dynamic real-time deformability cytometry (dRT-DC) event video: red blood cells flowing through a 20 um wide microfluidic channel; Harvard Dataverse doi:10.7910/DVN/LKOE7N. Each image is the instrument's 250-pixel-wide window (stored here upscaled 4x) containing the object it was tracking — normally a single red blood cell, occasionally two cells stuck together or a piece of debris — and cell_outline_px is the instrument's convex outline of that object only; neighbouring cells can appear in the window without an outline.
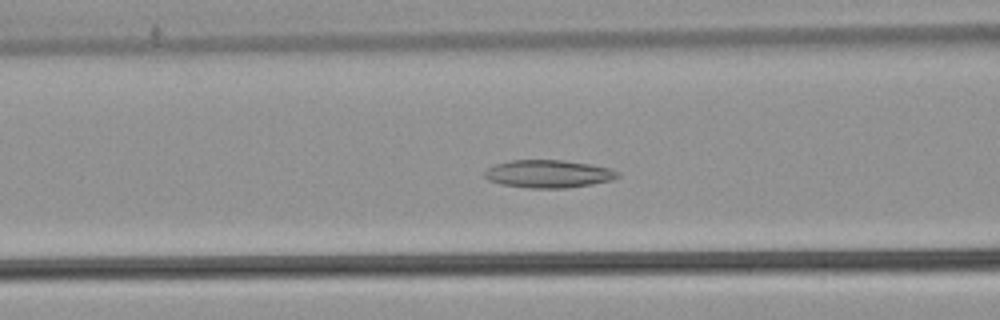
{"species": "common noctule bat (a hibernating species)", "species_latin": "Nyctalus noctula", "temperature_condition": "warm", "stored_images_in_passage": 51, "camera_frame_rate_fps": 3000, "um_per_image_px": 0.085, "animal": {"sex": "male", "body_mass_g": 21.5, "forearm_length_mm": 52.0}, "frame": {"image": 1, "passage_image": 18, "time_ms": 5.667, "image_size_px": [1000, 320], "cell_outline_px": [[620, 176], [612, 180], [592, 184], [564, 188], [528, 188], [500, 184], [488, 180], [484, 176], [484, 172], [488, 168], [496, 164], [512, 160], [564, 160], [588, 164], [608, 168], [620, 172]], "centroid_in_image_um": [46.6, 14.78], "position_along_channel_um": 120.0, "area_um2": 21.5}}
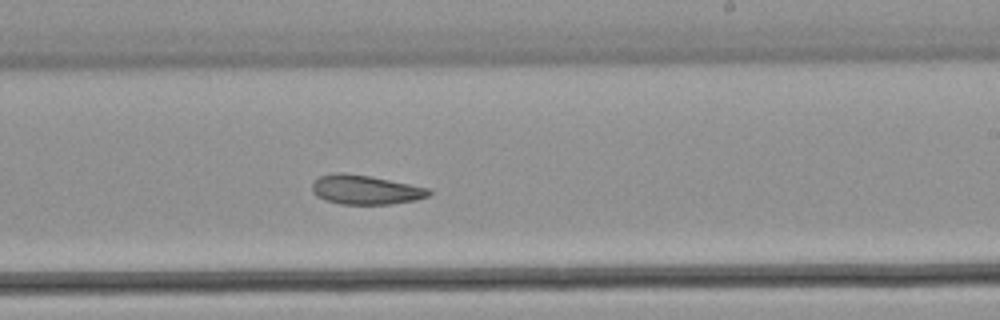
{"frame": {"image": 2, "passage_image": 29, "time_ms": 9.333, "image_size_px": [1000, 320], "cell_outline_px": [[432, 192], [428, 196], [416, 200], [392, 204], [340, 204], [324, 200], [316, 196], [312, 192], [312, 184], [320, 176], [336, 172], [344, 172], [368, 176], [432, 188]], "centroid_in_image_um": [31.07, 16.13], "position_along_channel_um": 257.9, "area_um2": 20.06}}
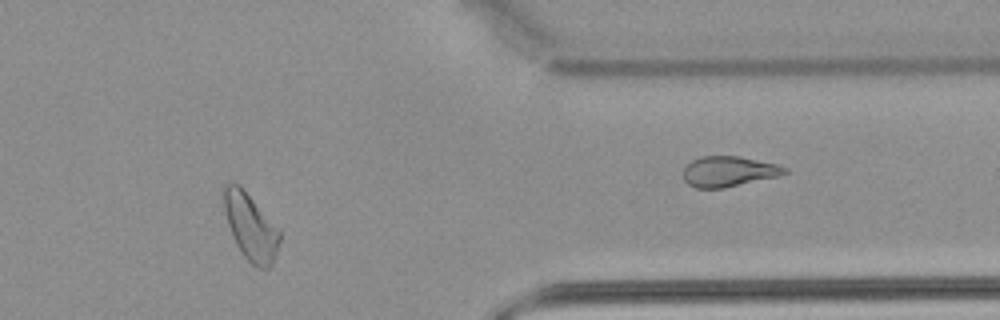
{"frame": {"image": 3, "passage_image": 41, "time_ms": 13.333, "image_size_px": [1000, 320], "cell_outline_px": [[280, 240], [272, 264], [268, 268], [256, 268], [244, 256], [236, 244], [232, 236], [224, 212], [224, 188], [228, 184], [240, 184], [280, 232]], "centroid_in_image_um": [21.29, 19.31], "position_along_channel_um": 390.1, "area_um2": 21.1}}